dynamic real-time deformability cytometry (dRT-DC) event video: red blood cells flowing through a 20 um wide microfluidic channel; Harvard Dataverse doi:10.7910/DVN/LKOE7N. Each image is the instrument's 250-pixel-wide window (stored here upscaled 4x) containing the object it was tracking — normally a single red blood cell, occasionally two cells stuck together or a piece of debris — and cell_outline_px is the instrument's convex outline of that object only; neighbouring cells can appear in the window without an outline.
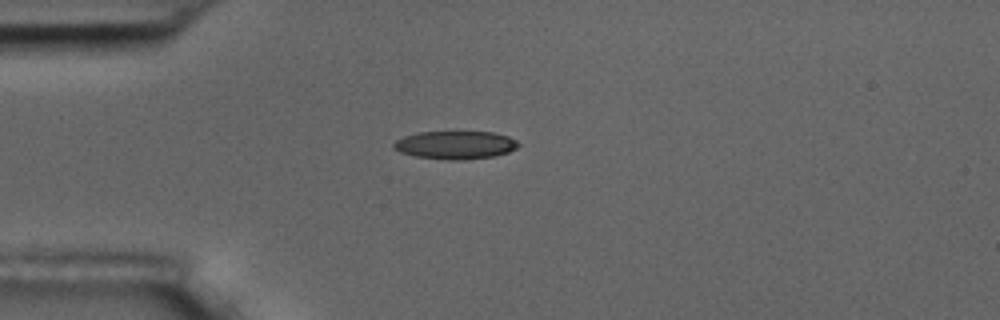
{"species": "common noctule bat (a hibernating species)", "species_latin": "Nyctalus noctula", "temperature_condition": "room temperature", "stored_images_in_passage": 8, "camera_frame_rate_fps": 3000, "um_per_image_px": 0.085, "animal": {"sex": "male", "body_mass_g": 17.5, "forearm_length_mm": 52.3}, "frame": {"image": 1, "passage_image": 1, "time_ms": 0.0, "image_size_px": [1000, 320], "cell_outline_px": [[520, 144], [516, 148], [508, 152], [496, 156], [460, 160], [448, 160], [416, 156], [400, 152], [392, 148], [392, 144], [396, 140], [404, 136], [420, 132], [492, 132], [508, 136], [516, 140]], "centroid_in_image_um": [38.7, 12.33], "position_along_channel_um": 46.3, "area_um2": 20.4}}
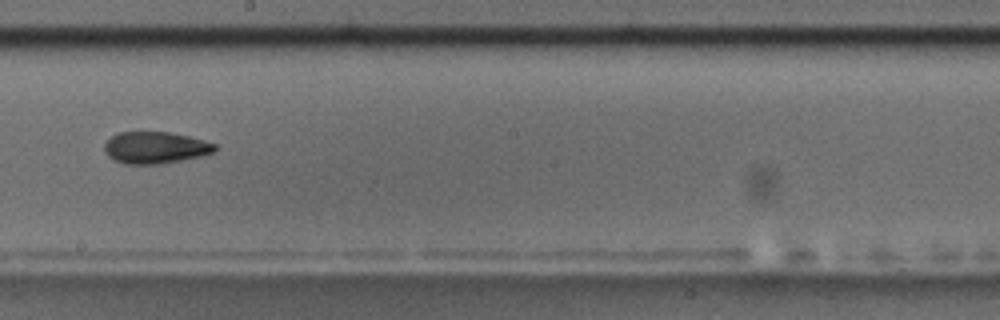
{"frame": {"image": 2, "passage_image": 6, "time_ms": 5.667, "image_size_px": [1000, 320], "cell_outline_px": [[216, 152], [204, 156], [160, 164], [124, 164], [108, 156], [104, 152], [104, 144], [112, 136], [120, 132], [168, 132], [188, 136], [216, 144]], "centroid_in_image_um": [13.22, 12.56], "position_along_channel_um": 235.0, "area_um2": 20.52}}
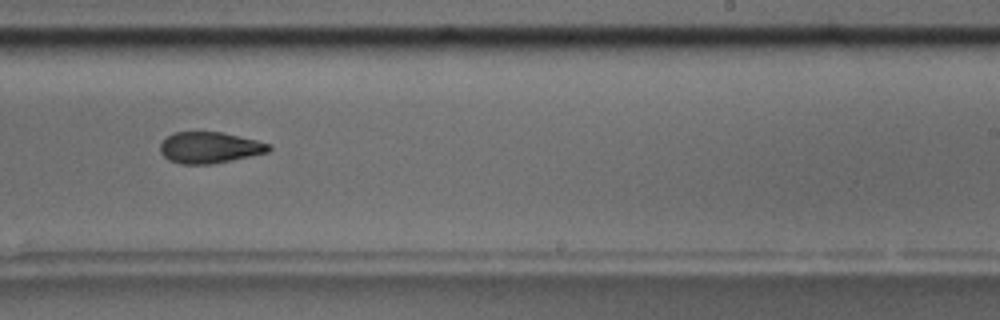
{"frame": {"image": 3, "passage_image": 7, "time_ms": 6.667, "image_size_px": [1000, 320], "cell_outline_px": [[272, 148], [268, 152], [232, 160], [212, 164], [180, 164], [168, 160], [160, 152], [160, 144], [172, 132], [220, 132], [256, 140], [272, 144]], "centroid_in_image_um": [17.81, 12.55], "position_along_channel_um": 271.2, "area_um2": 19.77}}